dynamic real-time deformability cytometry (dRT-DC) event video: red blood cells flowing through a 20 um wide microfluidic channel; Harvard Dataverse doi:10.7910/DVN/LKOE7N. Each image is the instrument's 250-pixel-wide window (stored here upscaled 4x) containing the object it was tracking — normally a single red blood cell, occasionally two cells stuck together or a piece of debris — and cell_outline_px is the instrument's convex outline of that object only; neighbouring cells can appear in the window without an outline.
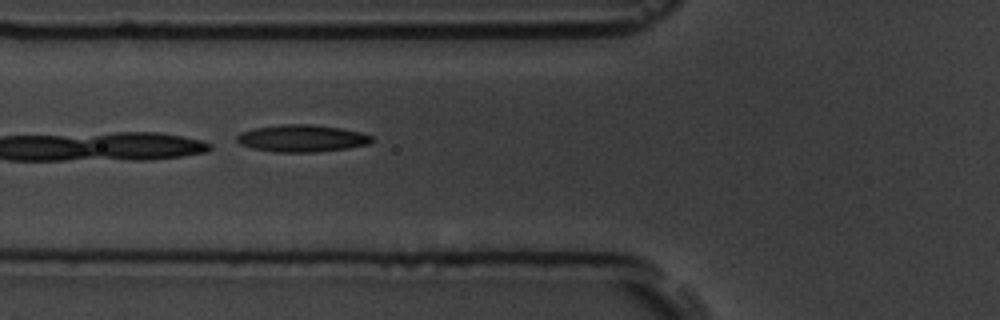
{"species": "common noctule bat (a hibernating species)", "species_latin": "Nyctalus noctula", "temperature_condition": "room temperature", "stored_images_in_passage": 7, "camera_frame_rate_fps": 3000, "um_per_image_px": 0.085, "animal": {"sex": "male", "body_mass_g": 19.5, "forearm_length_mm": 54.6}, "frame": {"image": 1, "passage_image": 7, "time_ms": 7.0, "image_size_px": [1000, 320], "cell_outline_px": [[372, 140], [368, 144], [348, 148], [316, 152], [276, 152], [252, 148], [240, 144], [236, 140], [236, 136], [240, 132], [252, 128], [280, 124], [308, 124], [340, 128], [360, 132], [372, 136]], "centroid_in_image_um": [25.61, 11.75], "position_along_channel_um": 100.2, "area_um2": 21.33}}